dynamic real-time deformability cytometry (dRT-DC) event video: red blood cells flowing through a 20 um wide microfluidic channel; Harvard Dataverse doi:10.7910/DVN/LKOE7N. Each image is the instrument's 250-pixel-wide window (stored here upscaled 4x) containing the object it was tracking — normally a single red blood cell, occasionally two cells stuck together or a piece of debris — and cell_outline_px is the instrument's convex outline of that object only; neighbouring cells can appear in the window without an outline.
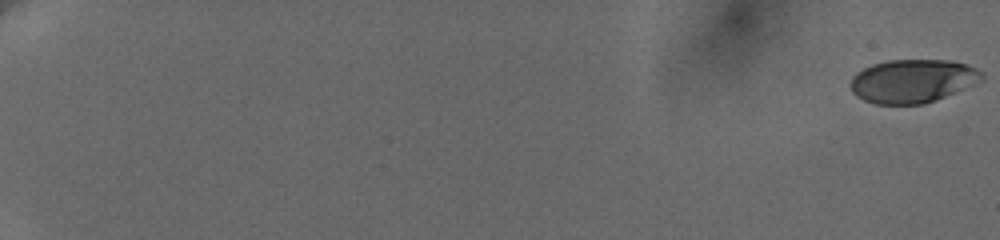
{"species": "human", "species_latin": "Homo sapiens", "temperature_condition": "cold", "stored_images_in_passage": 61, "camera_frame_rate_fps": 3000, "um_per_image_px": 0.085, "donor": {"sex": "female"}, "frame": {"image": 1, "passage_image": 1, "time_ms": 0.0, "image_size_px": [1000, 240], "cell_outline_px": [[984, 80], [976, 84], [936, 100], [924, 104], [876, 104], [864, 100], [856, 96], [852, 92], [852, 76], [856, 72], [872, 64], [888, 60], [952, 60], [976, 68], [984, 72]], "centroid_in_image_um": [77.61, 6.88], "position_along_channel_um": 7.4, "area_um2": 33.41}}
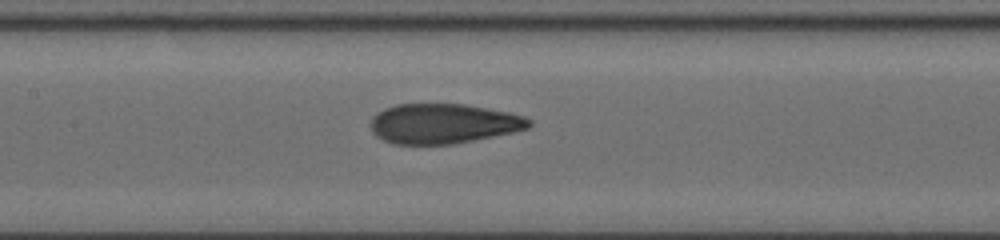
{"frame": {"image": 2, "passage_image": 34, "time_ms": 11.0, "image_size_px": [1000, 240], "cell_outline_px": [[532, 124], [528, 128], [512, 132], [452, 144], [392, 144], [376, 136], [372, 132], [372, 116], [376, 112], [384, 108], [396, 104], [464, 104], [508, 112], [524, 116], [532, 120]], "centroid_in_image_um": [37.66, 10.5], "position_along_channel_um": 169.7, "area_um2": 36.7}}
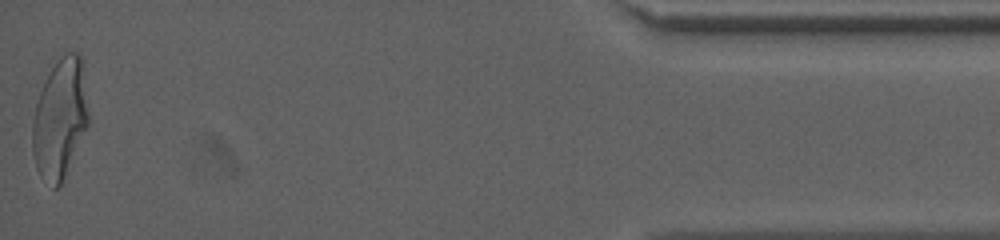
{"frame": {"image": 3, "passage_image": 61, "time_ms": 20.0, "image_size_px": [1000, 240], "cell_outline_px": [[88, 124], [64, 176], [60, 184], [56, 188], [52, 188], [40, 176], [36, 168], [32, 152], [32, 124], [36, 104], [52, 56], [68, 52], [80, 52], [84, 60], [88, 112]], "centroid_in_image_um": [5.09, 9.93], "position_along_channel_um": 430.1, "area_um2": 40.0}, "authors_computed_cell_mechanics": {"area_um2": 36.6452, "velocity_mm_per_s": 3.6499, "shape_relaxation_time_tau1_ms": 4.9371, "shape_relaxation_time_tau2_ms": 0.9435, "deformation_change_tau1": 0.1948, "deformation_change_tau2": 0.0687}}